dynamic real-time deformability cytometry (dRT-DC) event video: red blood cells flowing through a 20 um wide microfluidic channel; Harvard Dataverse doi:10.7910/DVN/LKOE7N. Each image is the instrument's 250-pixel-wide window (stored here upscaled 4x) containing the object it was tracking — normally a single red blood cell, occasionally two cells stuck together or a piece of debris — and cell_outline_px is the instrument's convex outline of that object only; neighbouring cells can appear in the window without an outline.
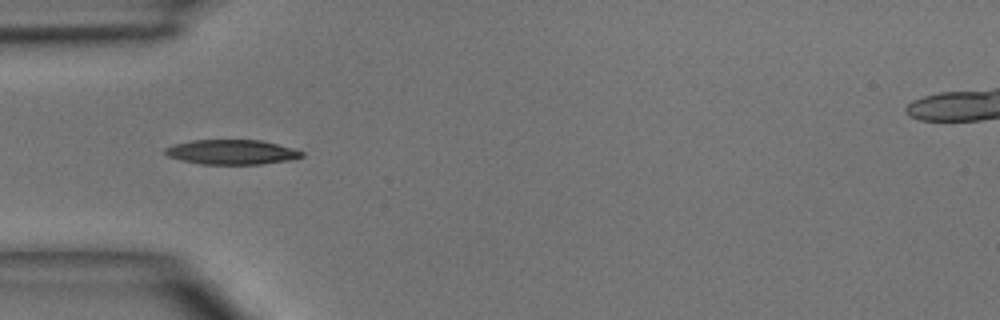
{"species": "common noctule bat (a hibernating species)", "species_latin": "Nyctalus noctula", "temperature_condition": "room temperature", "stored_images_in_passage": 5, "camera_frame_rate_fps": 3000, "um_per_image_px": 0.085, "animal": {"sex": "male", "body_mass_g": 15.6}, "frame": {"image": 1, "passage_image": 4, "time_ms": 3.667, "image_size_px": [1000, 320], "cell_outline_px": [[304, 156], [288, 160], [260, 164], [200, 164], [180, 160], [168, 156], [164, 152], [164, 148], [176, 144], [192, 140], [260, 140], [292, 148], [304, 152]], "centroid_in_image_um": [19.67, 12.93], "position_along_channel_um": 65.3, "area_um2": 19.54}}
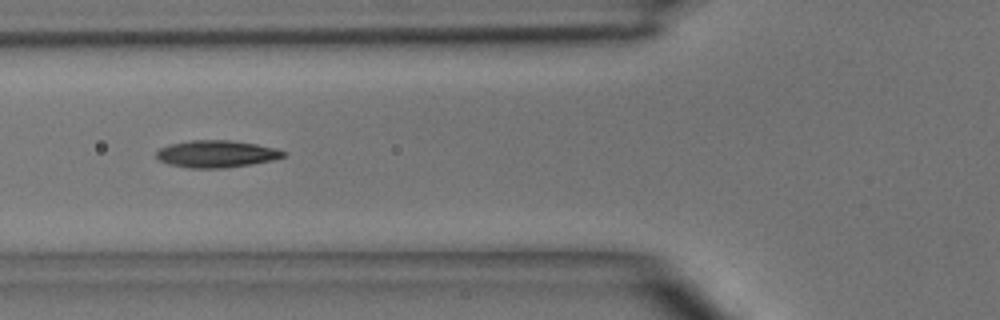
{"frame": {"image": 2, "passage_image": 5, "time_ms": 4.667, "image_size_px": [1000, 320], "cell_outline_px": [[284, 156], [272, 160], [252, 164], [224, 168], [188, 168], [168, 164], [160, 160], [156, 156], [156, 152], [160, 148], [172, 144], [192, 140], [232, 140], [256, 144], [272, 148], [284, 152]], "centroid_in_image_um": [18.36, 13.09], "position_along_channel_um": 107.4, "area_um2": 19.83}}